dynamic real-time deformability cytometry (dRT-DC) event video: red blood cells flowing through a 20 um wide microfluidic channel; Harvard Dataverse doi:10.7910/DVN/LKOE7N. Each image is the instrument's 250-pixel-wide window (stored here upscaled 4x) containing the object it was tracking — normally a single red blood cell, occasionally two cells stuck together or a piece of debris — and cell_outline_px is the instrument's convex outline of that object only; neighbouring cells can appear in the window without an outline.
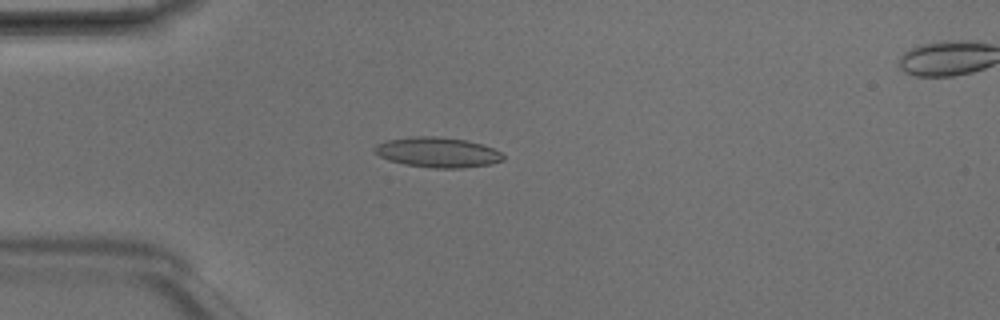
{"species": "Egyptian fruit bat (a non-hibernating species)", "species_latin": "Rousettus aegyptiacus", "temperature_condition": "room temperature", "stored_images_in_passage": 6, "camera_frame_rate_fps": 3000, "um_per_image_px": 0.085, "animal": {"sex": "male"}, "frame": {"image": 1, "passage_image": 4, "time_ms": 1.0, "image_size_px": [1000, 320], "cell_outline_px": [[504, 160], [488, 164], [464, 168], [432, 168], [404, 164], [388, 160], [372, 152], [372, 148], [376, 144], [388, 140], [412, 136], [440, 136], [464, 140], [480, 144], [492, 148], [500, 152], [504, 156]], "centroid_in_image_um": [37.14, 12.95], "position_along_channel_um": 47.9, "area_um2": 22.6}}